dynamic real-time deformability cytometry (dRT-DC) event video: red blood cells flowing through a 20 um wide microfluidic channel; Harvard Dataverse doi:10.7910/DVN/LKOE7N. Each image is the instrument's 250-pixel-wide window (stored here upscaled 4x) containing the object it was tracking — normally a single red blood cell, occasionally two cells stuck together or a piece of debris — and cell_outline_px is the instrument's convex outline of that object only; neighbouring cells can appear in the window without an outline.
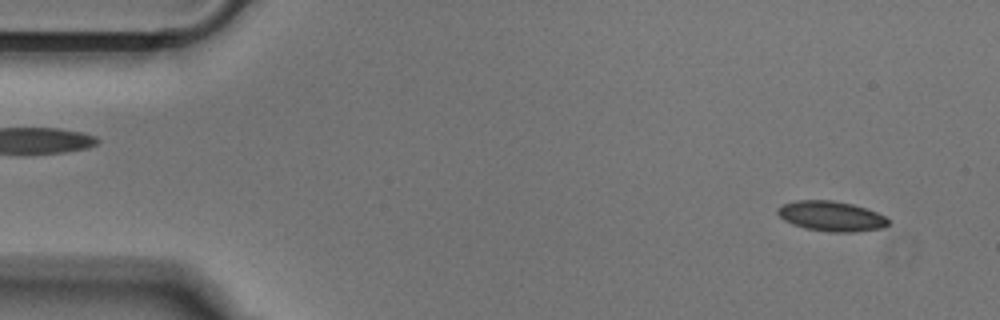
{"species": "Egyptian fruit bat (a non-hibernating species)", "species_latin": "Rousettus aegyptiacus", "temperature_condition": "cold", "stored_images_in_passage": 50, "camera_frame_rate_fps": 3000, "um_per_image_px": 0.085, "animal": {"sex": "male"}, "frame": {"image": 1, "passage_image": 2, "time_ms": 0.333, "image_size_px": [1000, 320], "cell_outline_px": [[888, 224], [880, 228], [852, 232], [828, 232], [804, 228], [792, 224], [784, 220], [776, 212], [776, 208], [780, 204], [796, 200], [832, 200], [852, 204], [876, 212], [884, 216], [888, 220]], "centroid_in_image_um": [70.58, 18.37], "position_along_channel_um": 14.4, "area_um2": 19.36}}
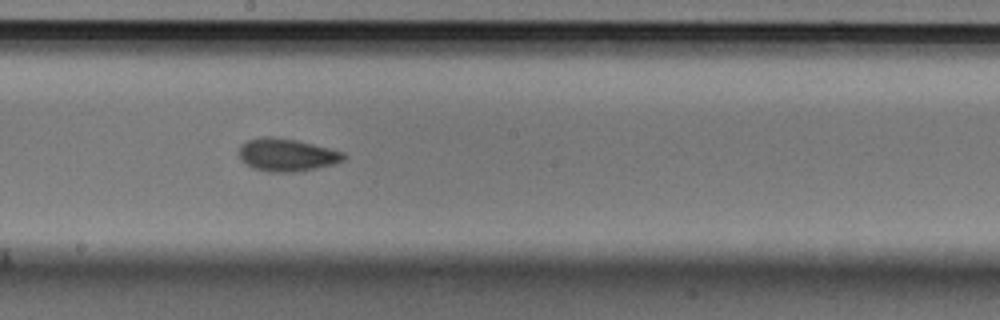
{"frame": {"image": 2, "passage_image": 26, "time_ms": 8.333, "image_size_px": [1000, 320], "cell_outline_px": [[348, 156], [344, 160], [332, 164], [316, 168], [296, 172], [268, 172], [252, 168], [240, 160], [240, 144], [248, 140], [264, 136], [272, 136], [296, 140], [344, 152]], "centroid_in_image_um": [24.36, 13.17], "position_along_channel_um": 223.8, "area_um2": 20.0}}
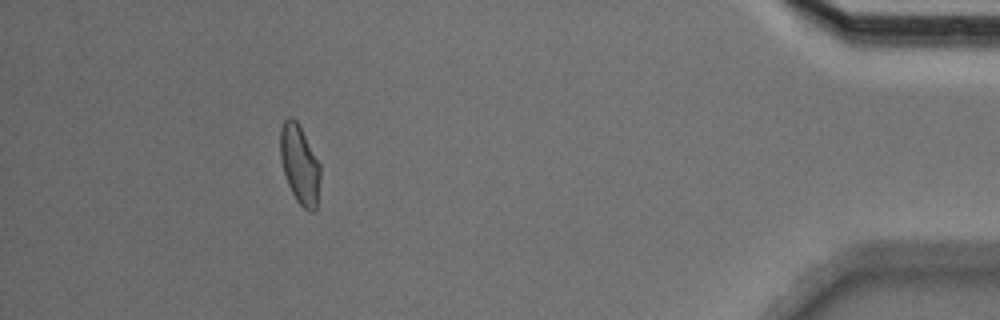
{"frame": {"image": 3, "passage_image": 45, "time_ms": 14.667, "image_size_px": [1000, 320], "cell_outline_px": [[320, 176], [316, 212], [308, 212], [296, 200], [288, 184], [280, 160], [280, 128], [284, 120], [288, 116], [292, 116], [296, 120], [320, 164]], "centroid_in_image_um": [25.46, 13.99], "position_along_channel_um": 409.7, "area_um2": 18.38}}